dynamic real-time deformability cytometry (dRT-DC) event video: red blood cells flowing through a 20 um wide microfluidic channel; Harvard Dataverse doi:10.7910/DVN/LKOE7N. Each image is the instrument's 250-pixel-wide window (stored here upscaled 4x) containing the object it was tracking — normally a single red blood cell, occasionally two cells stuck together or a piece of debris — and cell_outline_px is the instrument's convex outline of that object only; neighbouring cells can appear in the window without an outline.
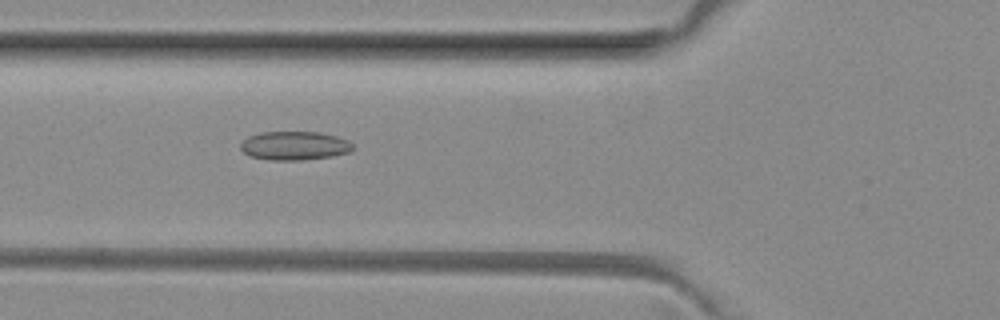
{"species": "common noctule bat (a hibernating species)", "species_latin": "Nyctalus noctula", "temperature_condition": "room temperature", "stored_images_in_passage": 48, "camera_frame_rate_fps": 3000, "um_per_image_px": 0.085, "animal": {"sex": "female", "body_mass_g": 29.2, "forearm_length_mm": 56.3}, "frame": {"image": 1, "passage_image": 19, "time_ms": 6.0, "image_size_px": [1000, 320], "cell_outline_px": [[356, 148], [352, 152], [332, 156], [304, 160], [268, 160], [248, 156], [240, 148], [240, 144], [248, 136], [260, 132], [320, 132], [336, 136], [348, 140]], "centroid_in_image_um": [25.05, 12.39], "position_along_channel_um": 100.7, "area_um2": 19.07}}
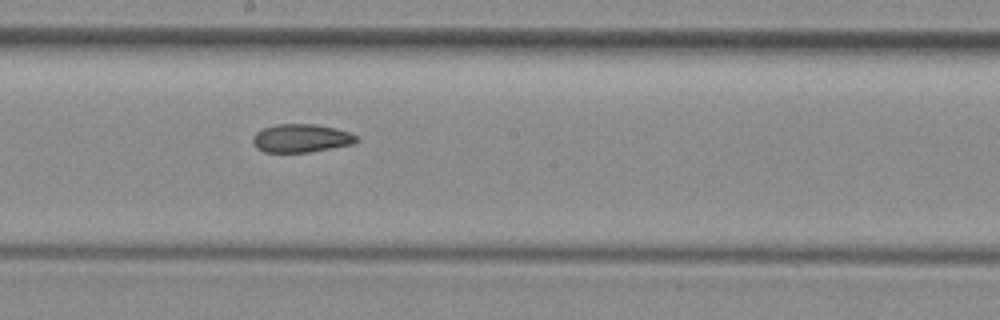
{"frame": {"image": 2, "passage_image": 28, "time_ms": 9.0, "image_size_px": [1000, 320], "cell_outline_px": [[360, 140], [352, 144], [308, 152], [264, 152], [256, 148], [252, 140], [252, 136], [256, 132], [264, 128], [276, 124], [316, 124], [336, 128], [348, 132], [356, 136]], "centroid_in_image_um": [25.58, 11.74], "position_along_channel_um": 222.6, "area_um2": 17.05}}
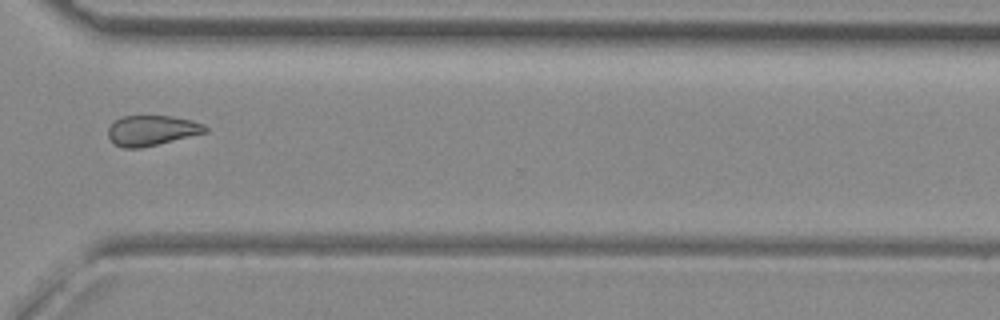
{"frame": {"image": 3, "passage_image": 38, "time_ms": 12.333, "image_size_px": [1000, 320], "cell_outline_px": [[208, 132], [140, 148], [124, 148], [116, 144], [108, 136], [108, 128], [116, 120], [124, 116], [172, 116], [192, 120], [204, 124], [208, 128]], "centroid_in_image_um": [12.94, 11.08], "position_along_channel_um": 357.7, "area_um2": 16.94}}